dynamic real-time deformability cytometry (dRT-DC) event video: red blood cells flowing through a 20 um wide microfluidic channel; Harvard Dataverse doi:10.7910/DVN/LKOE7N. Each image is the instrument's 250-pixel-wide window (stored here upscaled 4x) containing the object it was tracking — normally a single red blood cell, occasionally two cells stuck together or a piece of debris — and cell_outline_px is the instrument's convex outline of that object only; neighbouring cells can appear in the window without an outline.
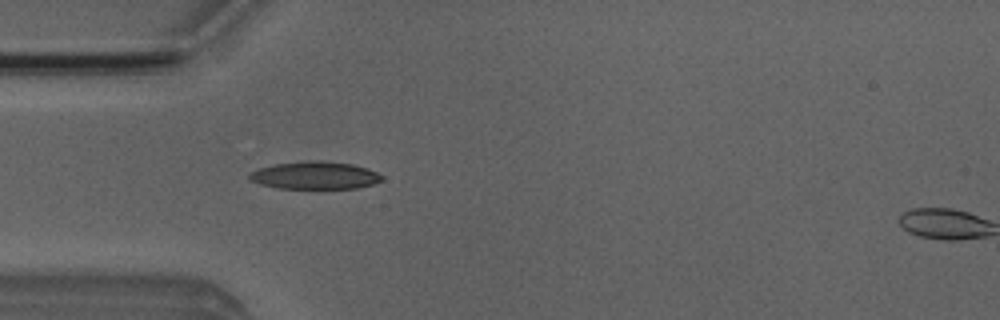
{"species": "Egyptian fruit bat (a non-hibernating species)", "species_latin": "Rousettus aegyptiacus", "temperature_condition": "room temperature", "stored_images_in_passage": 3, "camera_frame_rate_fps": 3000, "um_per_image_px": 0.085, "animal": {"sex": "male"}, "frame": {"image": 1, "passage_image": 2, "time_ms": 1.333, "image_size_px": [1000, 320], "cell_outline_px": [[384, 180], [372, 184], [356, 188], [280, 188], [260, 184], [248, 180], [248, 176], [252, 172], [260, 168], [276, 164], [308, 160], [320, 160], [352, 164], [376, 172], [384, 176]], "centroid_in_image_um": [26.77, 14.9], "position_along_channel_um": 58.2, "area_um2": 21.15}}